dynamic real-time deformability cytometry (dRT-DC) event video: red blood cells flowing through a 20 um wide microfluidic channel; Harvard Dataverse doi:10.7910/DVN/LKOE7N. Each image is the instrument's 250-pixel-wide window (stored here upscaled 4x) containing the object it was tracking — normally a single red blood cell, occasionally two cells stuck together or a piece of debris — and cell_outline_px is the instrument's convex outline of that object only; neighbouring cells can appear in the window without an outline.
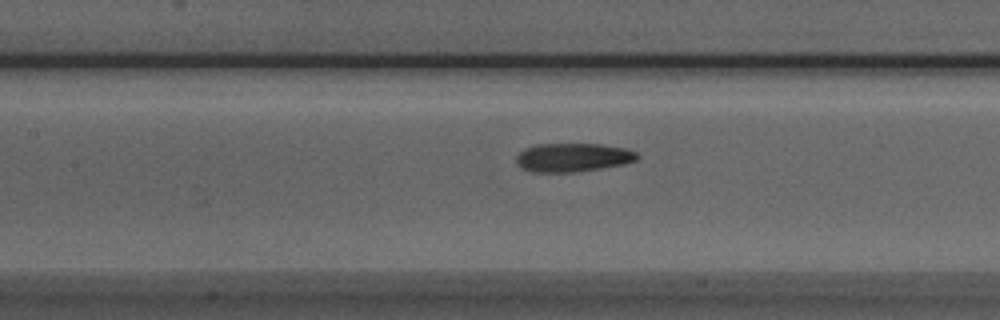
{"species": "Egyptian fruit bat (a non-hibernating species)", "species_latin": "Rousettus aegyptiacus", "temperature_condition": "room temperature", "stored_images_in_passage": 26, "camera_frame_rate_fps": 3000, "um_per_image_px": 0.085, "animal": {"sex": "male"}, "frame": {"image": 1, "passage_image": 17, "time_ms": 5.333, "image_size_px": [1000, 320], "cell_outline_px": [[640, 156], [636, 160], [624, 164], [576, 172], [532, 172], [520, 168], [516, 164], [516, 156], [524, 148], [536, 144], [600, 144], [624, 148], [636, 152]], "centroid_in_image_um": [48.65, 13.38], "position_along_channel_um": 158.7, "area_um2": 20.29}}
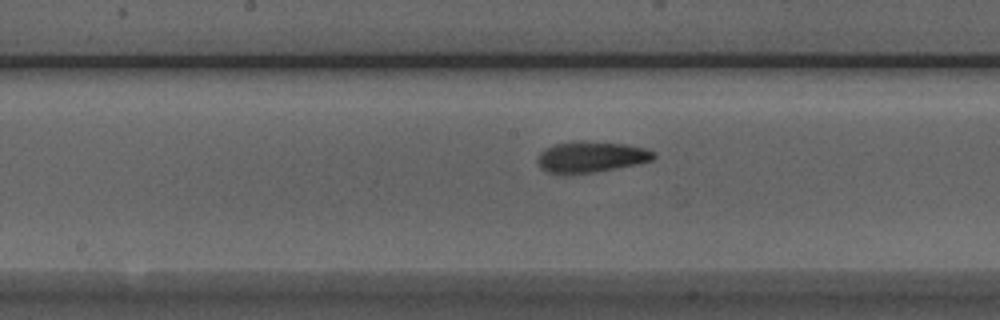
{"frame": {"image": 2, "passage_image": 20, "time_ms": 6.333, "image_size_px": [1000, 320], "cell_outline_px": [[656, 156], [652, 160], [636, 164], [596, 172], [548, 172], [540, 168], [536, 160], [540, 152], [544, 148], [556, 144], [580, 140], [584, 140], [624, 144], [644, 148], [656, 152]], "centroid_in_image_um": [50.24, 13.31], "position_along_channel_um": 198.0, "area_um2": 20.75}}
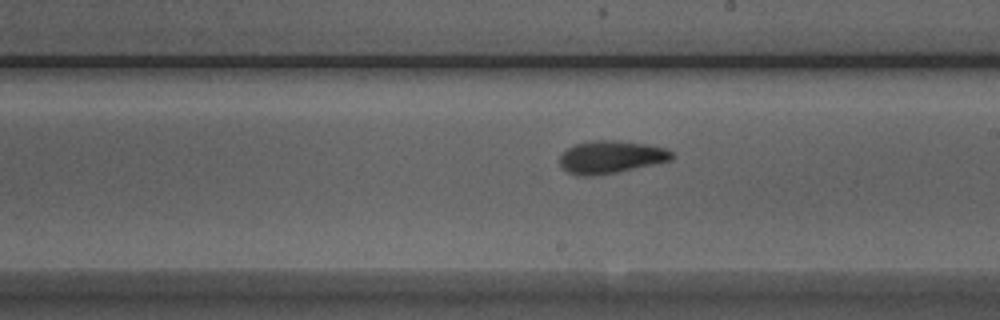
{"frame": {"image": 3, "passage_image": 23, "time_ms": 7.333, "image_size_px": [1000, 320], "cell_outline_px": [[672, 160], [616, 172], [592, 176], [576, 176], [568, 172], [560, 164], [560, 156], [568, 148], [576, 144], [592, 140], [616, 140], [644, 144], [668, 148], [672, 152]], "centroid_in_image_um": [51.92, 13.35], "position_along_channel_um": 237.1, "area_um2": 21.15}}